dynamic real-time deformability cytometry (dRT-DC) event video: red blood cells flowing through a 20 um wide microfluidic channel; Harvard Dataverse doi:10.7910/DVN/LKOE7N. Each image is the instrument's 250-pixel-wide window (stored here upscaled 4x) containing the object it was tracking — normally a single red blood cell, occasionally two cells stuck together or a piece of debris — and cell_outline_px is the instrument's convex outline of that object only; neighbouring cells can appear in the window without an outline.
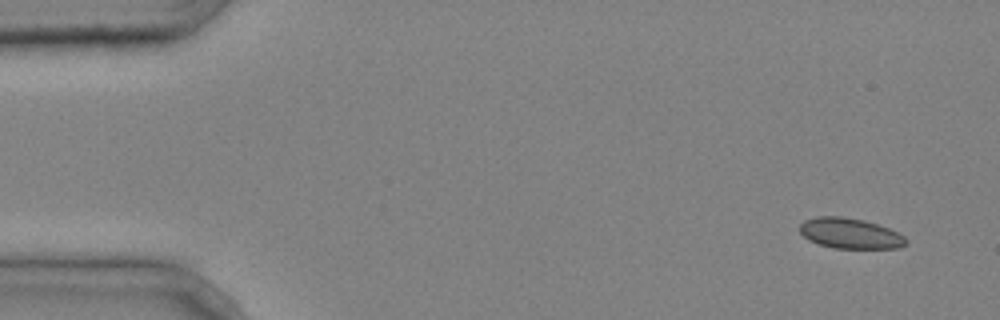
{"species": "common noctule bat (a hibernating species)", "species_latin": "Nyctalus noctula", "temperature_condition": "cold", "stored_images_in_passage": 5, "camera_frame_rate_fps": 3000, "um_per_image_px": 0.085, "animal": {"sex": "male", "body_mass_g": 20.4}, "frame": {"image": 1, "passage_image": 1, "time_ms": 0.0, "image_size_px": [1000, 320], "cell_outline_px": [[908, 244], [896, 248], [832, 248], [808, 240], [800, 232], [800, 224], [804, 220], [816, 216], [840, 216], [864, 220], [888, 228], [904, 236], [908, 240]], "centroid_in_image_um": [72.25, 19.83], "position_along_channel_um": 12.8, "area_um2": 18.84}}
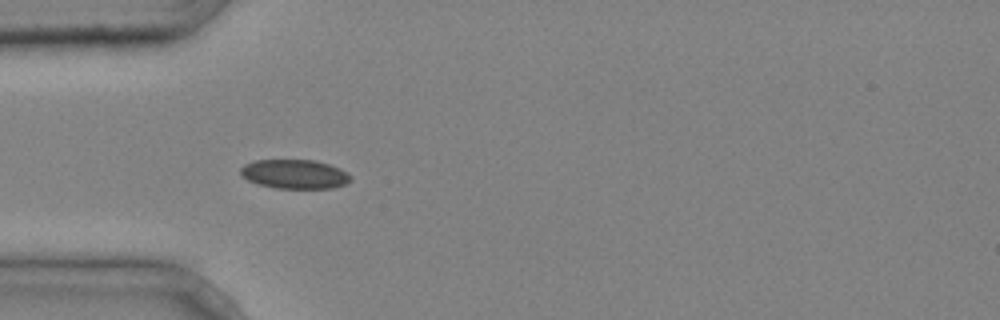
{"frame": {"image": 2, "passage_image": 4, "time_ms": 1.0, "image_size_px": [1000, 320], "cell_outline_px": [[352, 180], [344, 184], [332, 188], [276, 188], [260, 184], [248, 180], [240, 176], [240, 168], [244, 164], [256, 160], [316, 160], [340, 168], [348, 172], [352, 176]], "centroid_in_image_um": [25.05, 14.79], "position_along_channel_um": 59.9, "area_um2": 18.79}}